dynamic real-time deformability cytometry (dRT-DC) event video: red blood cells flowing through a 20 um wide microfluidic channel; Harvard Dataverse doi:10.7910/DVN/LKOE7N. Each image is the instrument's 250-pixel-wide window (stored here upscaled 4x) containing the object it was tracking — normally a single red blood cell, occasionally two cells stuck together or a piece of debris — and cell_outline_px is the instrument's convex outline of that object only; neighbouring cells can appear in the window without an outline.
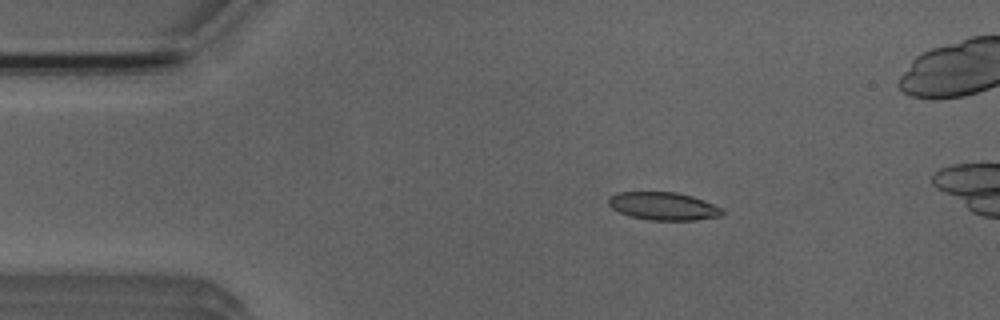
{"species": "Egyptian fruit bat (a non-hibernating species)", "species_latin": "Rousettus aegyptiacus", "temperature_condition": "room temperature", "stored_images_in_passage": 5, "camera_frame_rate_fps": 3000, "um_per_image_px": 0.085, "animal": {"sex": "male"}, "frame": {"image": 1, "passage_image": 2, "time_ms": 2.0, "image_size_px": [1000, 320], "cell_outline_px": [[724, 212], [720, 216], [696, 220], [648, 220], [628, 216], [612, 208], [608, 204], [608, 200], [616, 192], [676, 192], [692, 196], [724, 208]], "centroid_in_image_um": [56.4, 17.53], "position_along_channel_um": 28.6, "area_um2": 18.55}}